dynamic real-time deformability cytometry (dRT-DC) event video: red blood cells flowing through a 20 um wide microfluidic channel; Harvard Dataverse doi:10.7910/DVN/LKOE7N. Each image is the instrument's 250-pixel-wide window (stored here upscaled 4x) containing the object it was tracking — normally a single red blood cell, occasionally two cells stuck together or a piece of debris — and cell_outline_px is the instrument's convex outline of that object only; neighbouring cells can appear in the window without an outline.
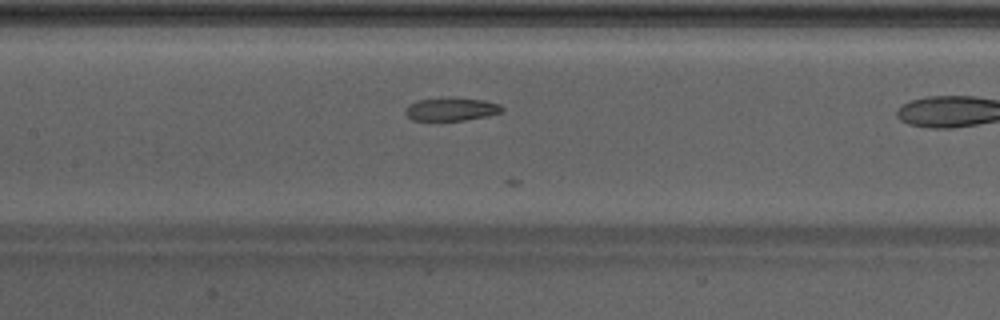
{"species": "Egyptian fruit bat (a non-hibernating species)", "species_latin": "Rousettus aegyptiacus", "temperature_condition": "warm", "stored_images_in_passage": 46, "camera_frame_rate_fps": 3000, "um_per_image_px": 0.085, "animal": {"sex": "male"}, "frame": {"image": 1, "passage_image": 18, "time_ms": 5.667, "image_size_px": [1000, 320], "cell_outline_px": [[504, 112], [488, 116], [464, 120], [412, 120], [404, 112], [404, 108], [408, 104], [416, 100], [484, 100], [500, 104], [504, 108]], "centroid_in_image_um": [38.37, 9.32], "position_along_channel_um": 169.0, "area_um2": 12.48}}